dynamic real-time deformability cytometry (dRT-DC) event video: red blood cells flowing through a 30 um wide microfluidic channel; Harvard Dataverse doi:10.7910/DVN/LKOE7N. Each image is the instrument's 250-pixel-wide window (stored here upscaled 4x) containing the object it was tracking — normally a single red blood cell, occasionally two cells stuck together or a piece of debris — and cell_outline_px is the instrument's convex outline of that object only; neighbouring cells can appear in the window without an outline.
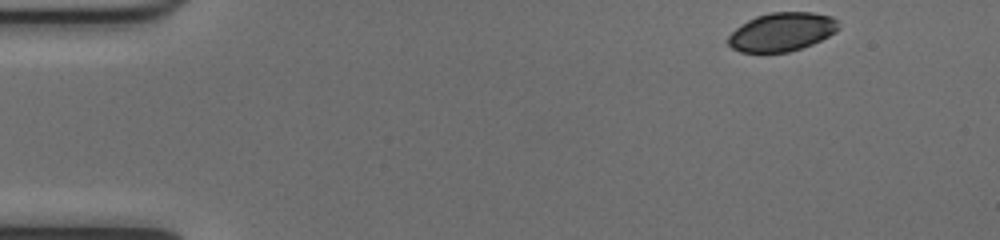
{"species": "common noctule bat (a hibernating species)", "species_latin": "Nyctalus noctula", "temperature_condition": "cold", "stored_images_in_passage": 48, "camera_frame_rate_fps": 3000, "um_per_image_px": 0.085, "animal": {"sex": "female", "body_mass_g": 17.0, "forearm_length_mm": 48.0}, "frame": {"image": 1, "passage_image": 1, "time_ms": 0.0, "image_size_px": [1000, 240], "cell_outline_px": [[840, 28], [836, 32], [812, 44], [788, 52], [740, 52], [732, 48], [728, 44], [728, 36], [736, 28], [748, 20], [756, 16], [772, 12], [812, 12], [832, 16], [836, 20]], "centroid_in_image_um": [66.46, 2.71], "position_along_channel_um": 18.5, "area_um2": 24.74}}
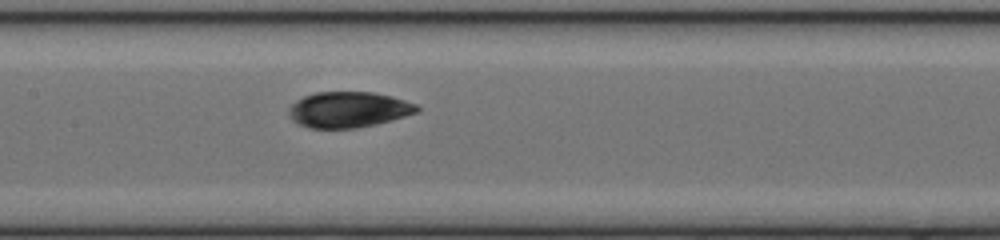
{"frame": {"image": 2, "passage_image": 21, "time_ms": 6.667, "image_size_px": [1000, 240], "cell_outline_px": [[420, 112], [376, 124], [356, 128], [312, 128], [300, 124], [292, 120], [288, 112], [288, 108], [296, 100], [304, 96], [316, 92], [372, 92], [392, 96], [416, 104], [420, 108]], "centroid_in_image_um": [29.63, 9.31], "position_along_channel_um": 177.8, "area_um2": 26.7}}
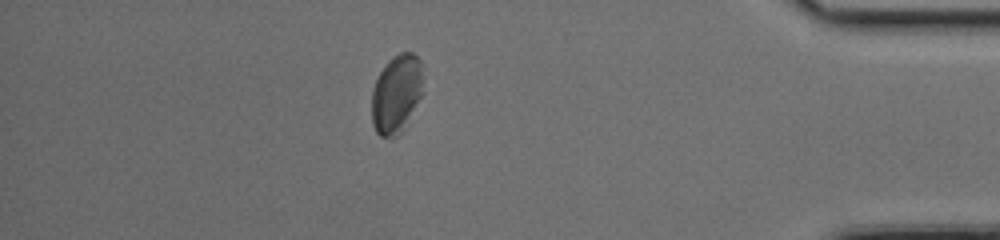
{"frame": {"image": 3, "passage_image": 41, "time_ms": 13.333, "image_size_px": [1000, 240], "cell_outline_px": [[424, 92], [404, 132], [392, 140], [380, 136], [376, 132], [372, 124], [372, 88], [380, 72], [388, 60], [392, 56], [400, 52], [412, 52], [420, 60]], "centroid_in_image_um": [33.72, 8.04], "position_along_channel_um": 401.5, "area_um2": 24.33}, "authors_computed_cell_mechanics": {"area_um2": 26.3279, "velocity_mm_per_s": 3.9662, "shape_relaxation_time_tau1_ms": 3.1287, "shape_relaxation_time_tau2_ms": 1.6421, "deformation_change_tau1": 0.0695, "deformation_change_tau2": 0.0386}}